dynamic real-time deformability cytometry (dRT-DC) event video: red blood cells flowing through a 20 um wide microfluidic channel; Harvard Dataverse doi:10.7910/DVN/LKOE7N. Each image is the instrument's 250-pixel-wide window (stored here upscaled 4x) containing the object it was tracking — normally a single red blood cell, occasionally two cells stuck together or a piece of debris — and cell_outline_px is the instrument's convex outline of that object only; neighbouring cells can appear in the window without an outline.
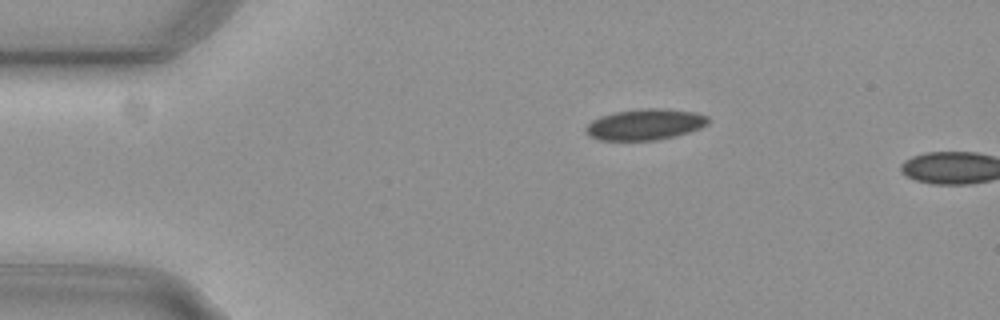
{"species": "common noctule bat (a hibernating species)", "species_latin": "Nyctalus noctula", "temperature_condition": "cold", "stored_images_in_passage": 3, "camera_frame_rate_fps": 3000, "um_per_image_px": 0.085, "animal": {"sex": "female", "body_mass_g": 29.2, "forearm_length_mm": 56.3}, "frame": {"image": 1, "passage_image": 1, "time_ms": 0.0, "image_size_px": [1000, 320], "cell_outline_px": [[708, 124], [700, 128], [688, 132], [656, 140], [600, 140], [588, 136], [584, 128], [592, 120], [600, 116], [612, 112], [640, 108], [664, 108], [696, 112], [708, 116]], "centroid_in_image_um": [54.8, 10.56], "position_along_channel_um": 30.2, "area_um2": 22.25}}